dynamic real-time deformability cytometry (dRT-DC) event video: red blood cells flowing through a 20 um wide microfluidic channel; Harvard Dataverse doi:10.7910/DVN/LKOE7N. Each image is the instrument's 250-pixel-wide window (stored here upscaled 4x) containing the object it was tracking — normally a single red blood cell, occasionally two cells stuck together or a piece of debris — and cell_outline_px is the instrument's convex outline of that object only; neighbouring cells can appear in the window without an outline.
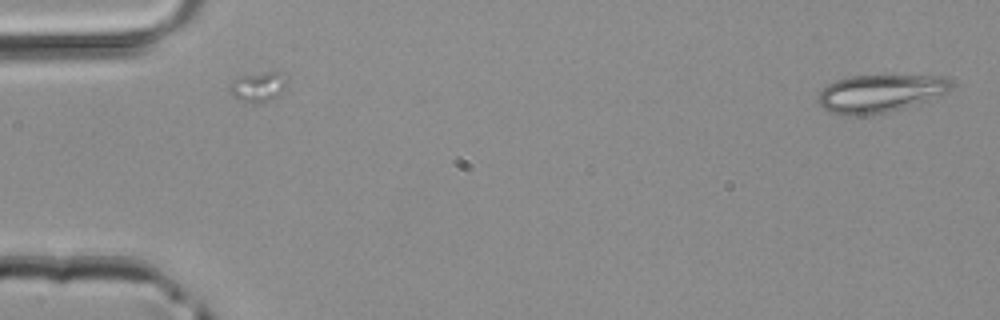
{"species": "common noctule bat (a hibernating species)", "species_latin": "Nyctalus noctula", "temperature_condition": "room temperature", "stored_images_in_passage": 3, "camera_frame_rate_fps": 3000, "um_per_image_px": 0.085, "animal": {"sex": "male", "body_mass_g": 20.4}, "frame": {"image": 1, "passage_image": 1, "time_ms": 0.0, "image_size_px": [1000, 320], "cell_outline_px": [[952, 88], [948, 92], [900, 108], [868, 116], [852, 116], [832, 112], [824, 108], [816, 100], [816, 96], [828, 84], [836, 80], [852, 76], [944, 76], [952, 84]], "centroid_in_image_um": [74.75, 7.94], "position_along_channel_um": 10.3, "area_um2": 28.73}}